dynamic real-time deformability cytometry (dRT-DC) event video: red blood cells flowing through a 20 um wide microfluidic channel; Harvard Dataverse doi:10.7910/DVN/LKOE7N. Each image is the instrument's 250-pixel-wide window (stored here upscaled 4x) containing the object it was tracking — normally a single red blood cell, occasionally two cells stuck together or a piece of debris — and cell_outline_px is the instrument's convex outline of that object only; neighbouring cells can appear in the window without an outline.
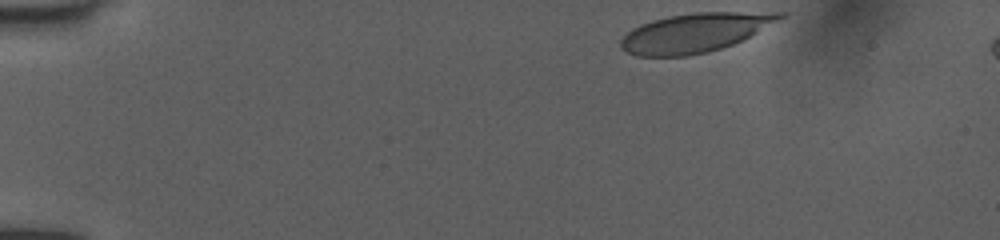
{"species": "human", "species_latin": "Homo sapiens", "temperature_condition": "room temperature", "stored_images_in_passage": 38, "camera_frame_rate_fps": 3000, "um_per_image_px": 0.085, "donor": {"sex": "female"}, "frame": {"image": 1, "passage_image": 1, "time_ms": 0.0, "image_size_px": [1000, 240], "cell_outline_px": [[792, 12], [756, 32], [732, 44], [708, 52], [688, 56], [636, 56], [620, 48], [620, 40], [632, 28], [640, 24], [652, 20], [668, 16], [696, 12]], "centroid_in_image_um": [59.02, 2.77], "position_along_channel_um": 26.0, "area_um2": 35.89}}
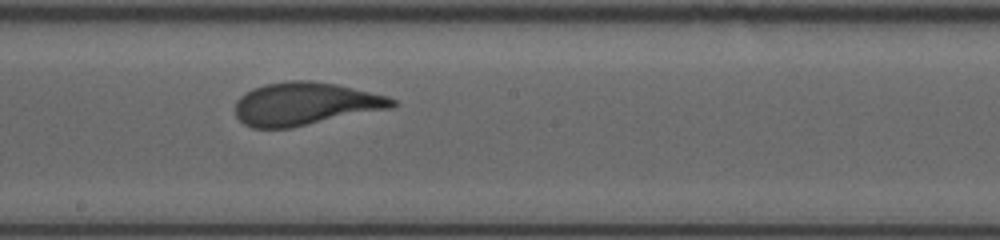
{"frame": {"image": 2, "passage_image": 23, "time_ms": 7.333, "image_size_px": [1000, 240], "cell_outline_px": [[400, 104], [392, 108], [288, 128], [252, 128], [244, 124], [236, 116], [236, 100], [240, 96], [252, 88], [264, 84], [288, 80], [312, 80], [336, 84], [388, 96], [396, 100]], "centroid_in_image_um": [25.94, 8.81], "position_along_channel_um": 222.3, "area_um2": 39.3}}
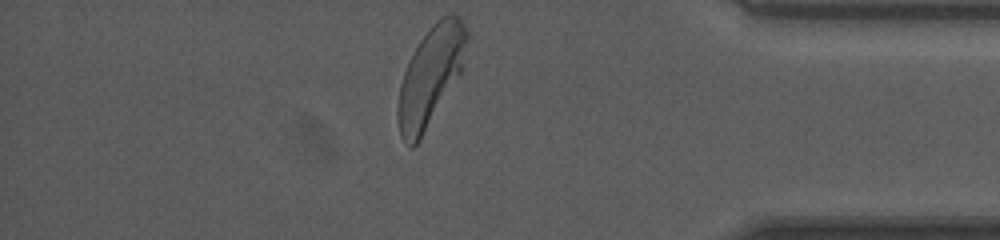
{"frame": {"image": 3, "passage_image": 38, "time_ms": 12.333, "image_size_px": [1000, 240], "cell_outline_px": [[468, 40], [460, 72], [420, 140], [412, 148], [408, 148], [400, 136], [396, 116], [396, 108], [400, 84], [408, 60], [420, 40], [432, 24], [440, 16], [448, 12], [452, 12], [460, 16], [468, 32]], "centroid_in_image_um": [36.56, 6.45], "position_along_channel_um": 398.6, "area_um2": 39.77}, "authors_computed_cell_mechanics": {"area_um2": 38.9283, "velocity_mm_per_s": 4.0055, "shape_relaxation_time_tau1_ms": 3.3527, "shape_relaxation_time_tau2_ms": null, "deformation_change_tau1": 0.1722, "deformation_change_tau2": null}}